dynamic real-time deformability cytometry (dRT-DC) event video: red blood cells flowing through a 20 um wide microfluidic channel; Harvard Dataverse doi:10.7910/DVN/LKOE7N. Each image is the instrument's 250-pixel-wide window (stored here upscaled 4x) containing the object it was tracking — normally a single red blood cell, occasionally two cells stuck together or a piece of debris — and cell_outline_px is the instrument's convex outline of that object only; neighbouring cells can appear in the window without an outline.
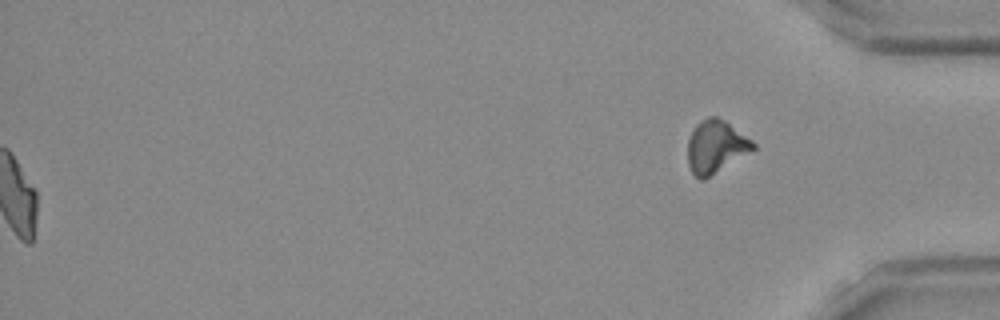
{"species": "Egyptian fruit bat (a non-hibernating species)", "species_latin": "Rousettus aegyptiacus", "temperature_condition": "room temperature", "stored_images_in_passage": 41, "segment_of_instrument_passage": [2, 2], "camera_frame_rate_fps": 3000, "um_per_image_px": 0.085, "frame": {"image": 1, "passage_image": 41, "time_ms": 13.333, "image_size_px": [1000, 320], "cell_outline_px": [[756, 148], [704, 180], [700, 180], [692, 172], [688, 164], [688, 140], [696, 124], [700, 120], [708, 116], [716, 116], [724, 120], [752, 140], [756, 144]], "centroid_in_image_um": [60.83, 12.46], "position_along_channel_um": 374.4, "area_um2": 19.94}}